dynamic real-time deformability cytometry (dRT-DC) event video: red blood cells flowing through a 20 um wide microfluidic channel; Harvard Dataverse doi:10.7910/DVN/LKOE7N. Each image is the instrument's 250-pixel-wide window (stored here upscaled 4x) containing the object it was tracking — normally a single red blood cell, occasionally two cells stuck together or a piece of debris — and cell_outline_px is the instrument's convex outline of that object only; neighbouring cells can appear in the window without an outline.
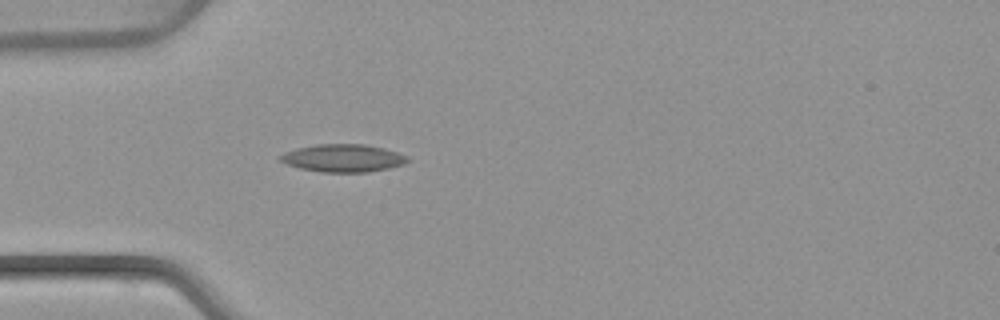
{"species": "common noctule bat (a hibernating species)", "species_latin": "Nyctalus noctula", "temperature_condition": "warm", "stored_images_in_passage": 4, "camera_frame_rate_fps": 3000, "um_per_image_px": 0.085, "animal": {"sex": "female", "body_mass_g": 22.7, "forearm_length_mm": 54.2}, "frame": {"image": 1, "passage_image": 4, "time_ms": 3.667, "image_size_px": [1000, 320], "cell_outline_px": [[408, 160], [404, 164], [388, 168], [368, 172], [320, 172], [300, 168], [288, 164], [280, 160], [276, 156], [284, 152], [296, 148], [316, 144], [364, 144], [384, 148], [408, 156]], "centroid_in_image_um": [29.13, 13.43], "position_along_channel_um": 55.9, "area_um2": 20.58}}